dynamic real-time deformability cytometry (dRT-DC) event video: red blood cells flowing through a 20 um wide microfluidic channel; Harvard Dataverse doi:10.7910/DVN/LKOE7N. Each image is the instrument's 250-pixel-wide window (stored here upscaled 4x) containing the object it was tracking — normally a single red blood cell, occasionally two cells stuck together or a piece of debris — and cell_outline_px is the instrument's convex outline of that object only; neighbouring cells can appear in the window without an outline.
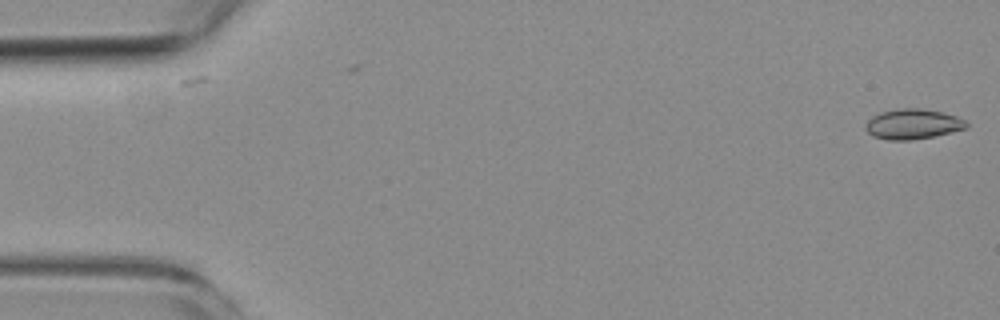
{"species": "common noctule bat (a hibernating species)", "species_latin": "Nyctalus noctula", "temperature_condition": "room temperature", "stored_images_in_passage": 2, "camera_frame_rate_fps": 3000, "um_per_image_px": 0.085, "animal": {"sex": "female", "body_mass_g": 19.3, "forearm_length_mm": 54.1}, "frame": {"image": 1, "passage_image": 2, "time_ms": 1.0, "image_size_px": [1000, 320], "cell_outline_px": [[968, 128], [932, 136], [912, 140], [888, 140], [872, 136], [864, 128], [868, 120], [872, 116], [880, 112], [904, 108], [916, 108], [940, 112], [956, 116], [964, 120], [968, 124]], "centroid_in_image_um": [77.56, 10.55], "position_along_channel_um": 7.4, "area_um2": 17.51}}